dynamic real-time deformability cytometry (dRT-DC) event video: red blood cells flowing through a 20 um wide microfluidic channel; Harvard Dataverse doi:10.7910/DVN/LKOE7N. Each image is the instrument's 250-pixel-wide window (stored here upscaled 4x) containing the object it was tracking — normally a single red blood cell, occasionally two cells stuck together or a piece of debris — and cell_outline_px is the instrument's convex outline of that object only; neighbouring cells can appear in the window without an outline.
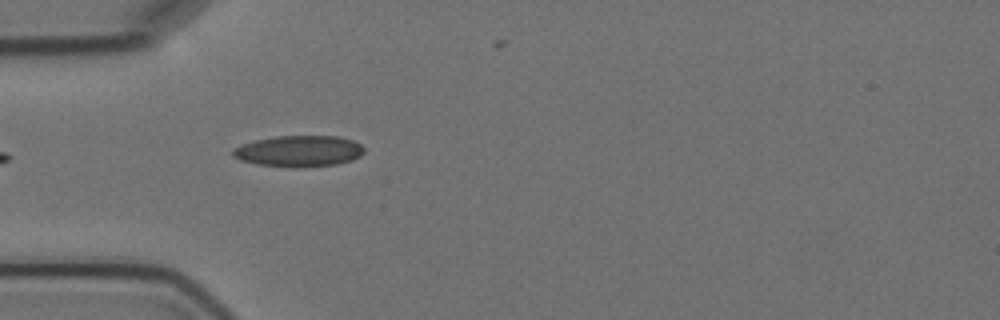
{"species": "Egyptian fruit bat (a non-hibernating species)", "species_latin": "Rousettus aegyptiacus", "temperature_condition": "cold", "stored_images_in_passage": 6, "camera_frame_rate_fps": 3000, "um_per_image_px": 0.085, "animal": {"sex": "female"}, "frame": {"image": 1, "passage_image": 4, "time_ms": 3.333, "image_size_px": [1000, 320], "cell_outline_px": [[364, 152], [360, 156], [352, 160], [336, 164], [304, 168], [292, 168], [256, 164], [240, 160], [232, 156], [232, 148], [240, 144], [256, 140], [276, 136], [340, 136], [352, 140], [360, 144], [364, 148]], "centroid_in_image_um": [25.39, 12.85], "position_along_channel_um": 59.6, "area_um2": 24.22}}
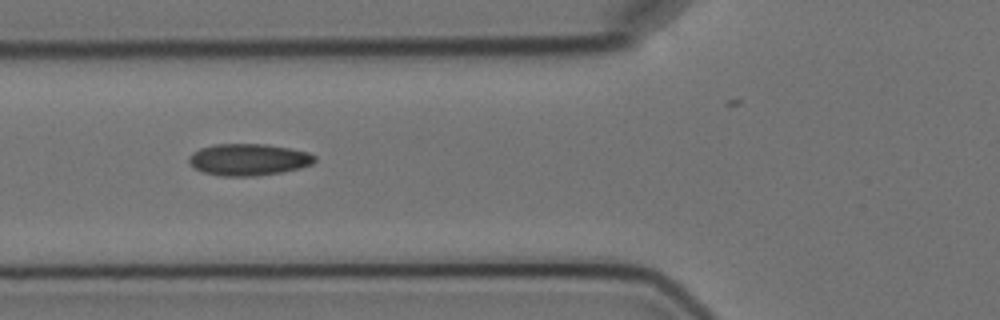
{"frame": {"image": 2, "passage_image": 5, "time_ms": 4.667, "image_size_px": [1000, 320], "cell_outline_px": [[316, 160], [312, 164], [300, 168], [280, 172], [256, 176], [220, 176], [204, 172], [196, 168], [188, 160], [188, 156], [192, 152], [200, 148], [216, 144], [264, 144], [288, 148], [308, 152], [316, 156]], "centroid_in_image_um": [21.13, 13.56], "position_along_channel_um": 104.7, "area_um2": 23.18}}
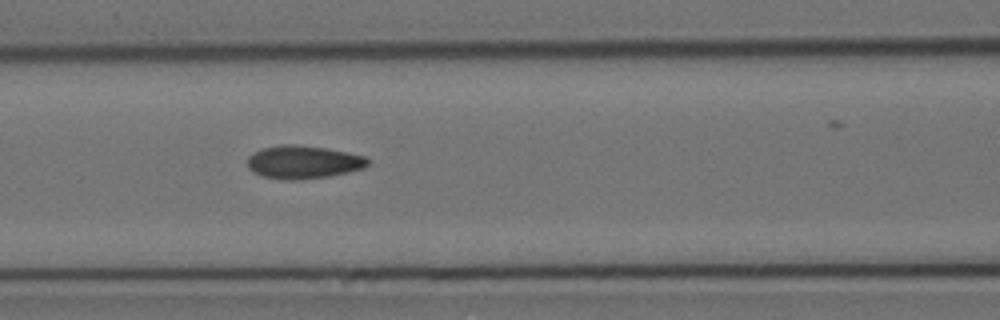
{"frame": {"image": 3, "passage_image": 6, "time_ms": 5.667, "image_size_px": [1000, 320], "cell_outline_px": [[368, 164], [364, 168], [348, 172], [328, 176], [300, 180], [280, 180], [264, 176], [252, 172], [248, 168], [248, 156], [264, 148], [284, 144], [296, 144], [324, 148], [364, 156], [368, 160]], "centroid_in_image_um": [25.75, 13.79], "position_along_channel_um": 140.8, "area_um2": 23.0}}